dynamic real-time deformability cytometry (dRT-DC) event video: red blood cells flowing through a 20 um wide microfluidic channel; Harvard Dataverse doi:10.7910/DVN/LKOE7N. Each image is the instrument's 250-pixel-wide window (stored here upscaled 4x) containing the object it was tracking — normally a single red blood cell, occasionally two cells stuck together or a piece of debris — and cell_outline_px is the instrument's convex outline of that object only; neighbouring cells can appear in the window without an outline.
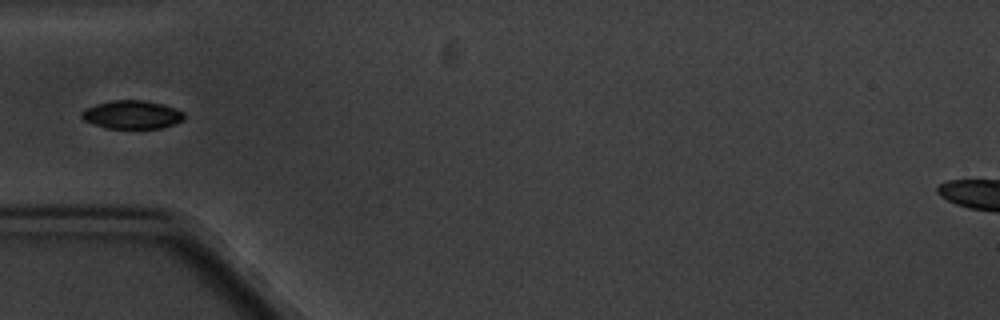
{"species": "common noctule bat (a hibernating species)", "species_latin": "Nyctalus noctula", "temperature_condition": "cold", "stored_images_in_passage": 10, "camera_frame_rate_fps": 3000, "um_per_image_px": 0.085, "animal": {"sex": "male", "body_mass_g": 20.1, "forearm_length_mm": 53.5}, "frame": {"image": 1, "passage_image": 5, "time_ms": 4.667, "image_size_px": [1000, 320], "cell_outline_px": [[184, 120], [160, 128], [104, 128], [84, 120], [80, 116], [80, 112], [96, 104], [112, 100], [144, 100], [164, 104], [184, 112]], "centroid_in_image_um": [11.22, 9.74], "position_along_channel_um": 73.8, "area_um2": 16.88}}